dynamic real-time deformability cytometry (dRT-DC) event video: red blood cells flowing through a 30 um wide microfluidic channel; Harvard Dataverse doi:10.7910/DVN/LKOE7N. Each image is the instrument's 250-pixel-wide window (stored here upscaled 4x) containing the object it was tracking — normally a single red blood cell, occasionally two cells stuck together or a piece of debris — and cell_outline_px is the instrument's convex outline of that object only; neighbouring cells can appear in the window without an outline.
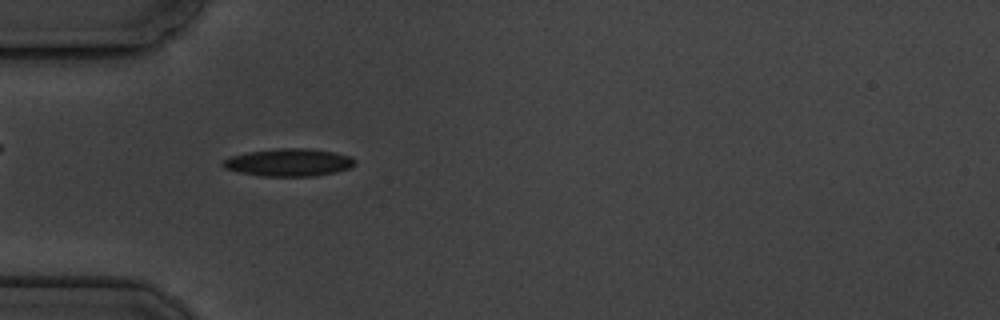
{"species": "common noctule bat (a hibernating species)", "species_latin": "Nyctalus noctula", "temperature_condition": "cold", "stored_images_in_passage": 5, "camera_frame_rate_fps": 3000, "um_per_image_px": 0.085, "animal": {"sex": "male", "body_mass_g": 19.5, "forearm_length_mm": 54.6}, "frame": {"image": 1, "passage_image": 4, "time_ms": 3.667, "image_size_px": [1000, 320], "cell_outline_px": [[356, 164], [352, 168], [336, 172], [312, 176], [260, 176], [240, 172], [224, 168], [220, 164], [224, 160], [232, 156], [248, 152], [280, 148], [308, 148], [332, 152], [352, 156], [356, 160]], "centroid_in_image_um": [24.59, 13.81], "position_along_channel_um": 60.4, "area_um2": 21.27}}